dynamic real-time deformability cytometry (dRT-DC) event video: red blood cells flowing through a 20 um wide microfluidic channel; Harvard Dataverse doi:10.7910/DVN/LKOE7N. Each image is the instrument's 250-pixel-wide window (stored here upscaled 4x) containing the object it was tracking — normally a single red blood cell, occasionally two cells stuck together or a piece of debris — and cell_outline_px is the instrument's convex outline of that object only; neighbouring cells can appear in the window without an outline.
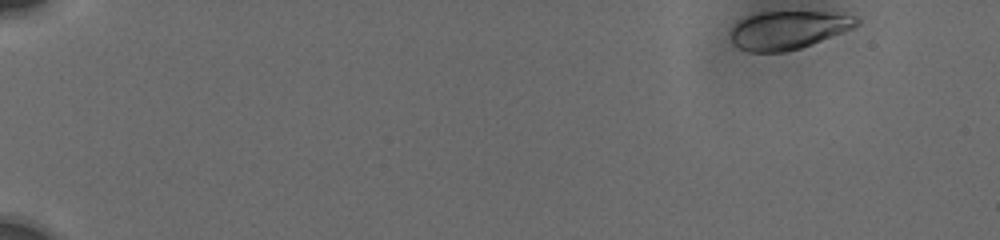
{"species": "human", "species_latin": "Homo sapiens", "temperature_condition": "cold", "stored_images_in_passage": 13, "camera_frame_rate_fps": 3000, "um_per_image_px": 0.085, "donor": {"sex": "male"}, "frame": {"image": 1, "passage_image": 1, "time_ms": 0.0, "image_size_px": [1000, 240], "cell_outline_px": [[860, 24], [852, 28], [812, 44], [800, 48], [784, 52], [748, 52], [732, 44], [728, 32], [740, 20], [748, 16], [760, 12], [824, 12], [856, 16], [860, 20]], "centroid_in_image_um": [66.96, 2.56], "position_along_channel_um": 18.0, "area_um2": 28.03}}
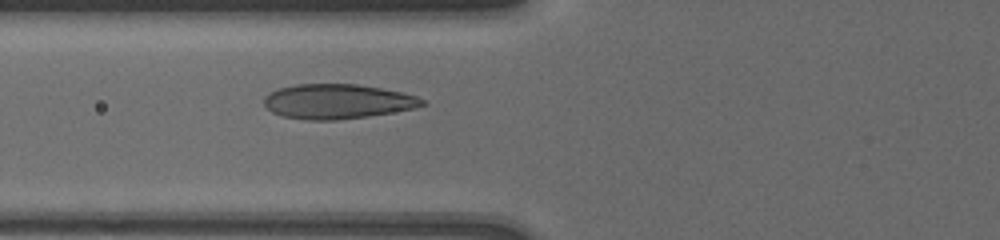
{"frame": {"image": 2, "passage_image": 10, "time_ms": 6.333, "image_size_px": [1000, 240], "cell_outline_px": [[424, 104], [412, 108], [392, 112], [368, 116], [336, 120], [308, 120], [284, 116], [272, 112], [264, 104], [264, 96], [280, 88], [296, 84], [356, 84], [380, 88], [400, 92], [416, 96], [424, 100]], "centroid_in_image_um": [28.65, 8.62], "position_along_channel_um": 97.2, "area_um2": 31.56}}
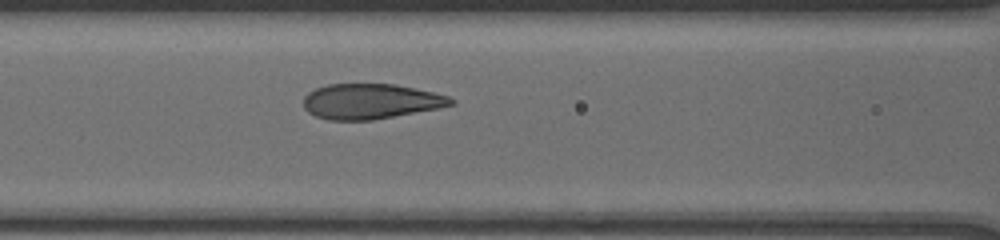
{"frame": {"image": 3, "passage_image": 13, "time_ms": 7.333, "image_size_px": [1000, 240], "cell_outline_px": [[456, 104], [436, 108], [372, 120], [328, 120], [316, 116], [308, 112], [304, 108], [304, 96], [308, 92], [316, 88], [328, 84], [396, 84], [432, 92], [448, 96], [456, 100]], "centroid_in_image_um": [31.48, 8.61], "position_along_channel_um": 135.1, "area_um2": 30.11}}